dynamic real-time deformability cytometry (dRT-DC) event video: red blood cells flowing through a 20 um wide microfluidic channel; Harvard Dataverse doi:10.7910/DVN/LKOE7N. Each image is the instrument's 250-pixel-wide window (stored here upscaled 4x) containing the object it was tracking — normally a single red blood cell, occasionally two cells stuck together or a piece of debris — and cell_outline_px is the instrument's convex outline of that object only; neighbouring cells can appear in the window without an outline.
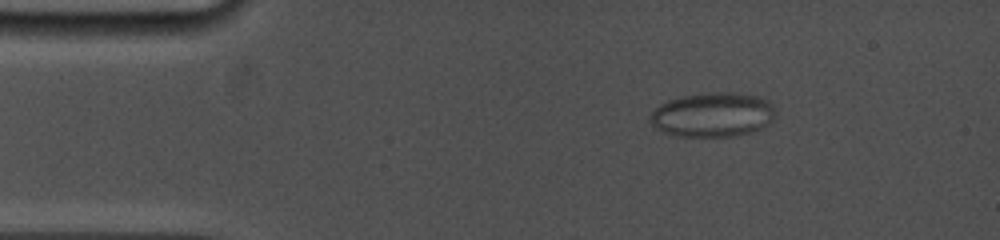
{"species": "common noctule bat (a hibernating species)", "species_latin": "Nyctalus noctula", "temperature_condition": "cold", "stored_images_in_passage": 49, "camera_frame_rate_fps": 5000, "um_per_image_px": 0.085, "animal": {"sex": "female", "body_mass_g": 19.0, "forearm_length_mm": 53.3}, "frame": {"image": 1, "passage_image": 1, "time_ms": 0.0, "image_size_px": [1000, 240], "cell_outline_px": [[776, 116], [764, 128], [752, 132], [736, 136], [676, 136], [664, 132], [656, 128], [648, 120], [648, 116], [660, 104], [668, 100], [684, 96], [708, 92], [736, 92], [760, 96], [768, 100], [776, 108]], "centroid_in_image_um": [60.63, 9.74], "position_along_channel_um": 24.4, "area_um2": 32.95}}
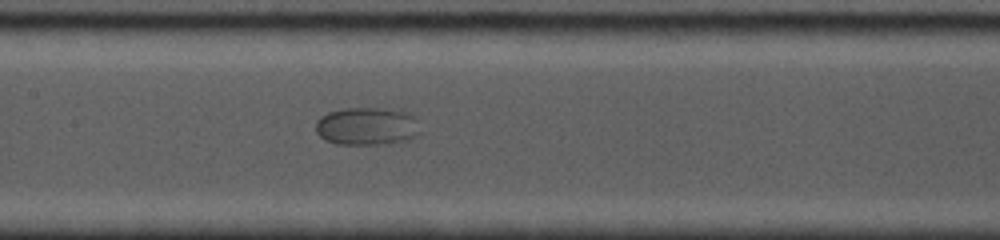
{"frame": {"image": 2, "passage_image": 20, "time_ms": 5.8, "image_size_px": [1000, 240], "cell_outline_px": [[420, 132], [416, 136], [408, 140], [384, 144], [336, 144], [324, 140], [316, 132], [316, 120], [320, 116], [328, 112], [344, 108], [384, 108], [408, 112], [412, 116]], "centroid_in_image_um": [31.14, 10.73], "position_along_channel_um": 176.3, "area_um2": 23.12}}
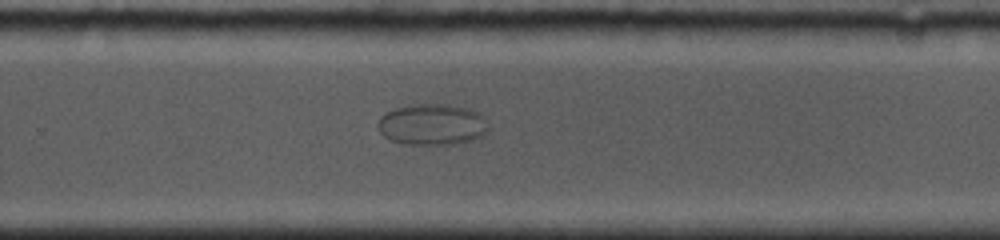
{"frame": {"image": 3, "passage_image": 32, "time_ms": 9.0, "image_size_px": [1000, 240], "cell_outline_px": [[488, 128], [480, 136], [472, 140], [452, 144], [404, 144], [388, 140], [380, 132], [376, 124], [380, 116], [384, 112], [396, 108], [412, 104], [448, 104], [468, 108], [476, 112], [480, 116]], "centroid_in_image_um": [36.63, 10.58], "position_along_channel_um": 293.2, "area_um2": 26.41}}